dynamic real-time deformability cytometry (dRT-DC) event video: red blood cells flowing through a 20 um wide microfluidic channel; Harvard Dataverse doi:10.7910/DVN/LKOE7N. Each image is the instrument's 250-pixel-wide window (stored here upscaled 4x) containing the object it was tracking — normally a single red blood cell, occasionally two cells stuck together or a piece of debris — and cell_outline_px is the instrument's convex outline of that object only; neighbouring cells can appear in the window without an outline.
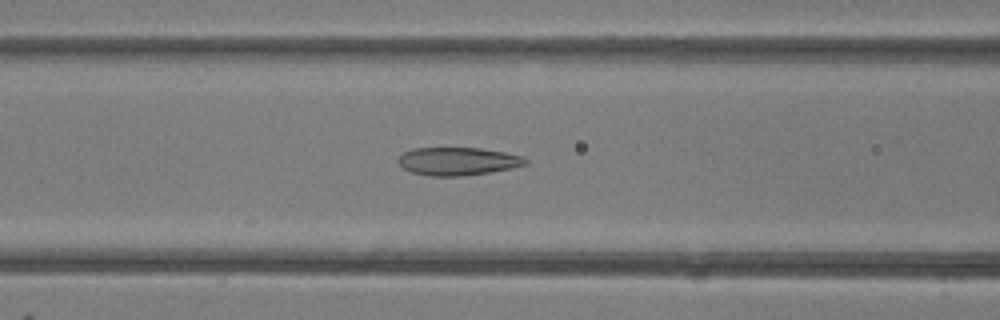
{"species": "common noctule bat (a hibernating species)", "species_latin": "Nyctalus noctula", "temperature_condition": "room temperature", "stored_images_in_passage": 38, "camera_frame_rate_fps": 3000, "um_per_image_px": 0.085, "animal": {"sex": "female"}, "frame": {"image": 1, "passage_image": 9, "time_ms": 2.667, "image_size_px": [1000, 320], "cell_outline_px": [[528, 164], [512, 168], [464, 176], [428, 176], [412, 172], [404, 168], [396, 160], [404, 152], [412, 148], [480, 148], [504, 152], [524, 156], [528, 160]], "centroid_in_image_um": [38.93, 13.71], "position_along_channel_um": 127.7, "area_um2": 20.81}}
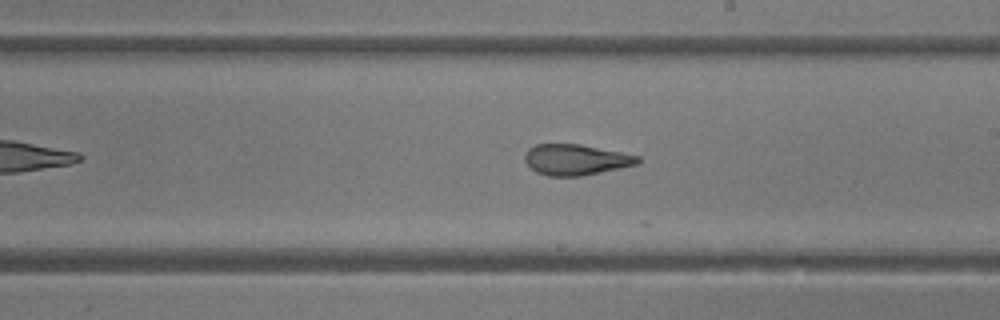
{"frame": {"image": 2, "passage_image": 17, "time_ms": 5.333, "image_size_px": [1000, 320], "cell_outline_px": [[640, 164], [580, 176], [548, 176], [536, 172], [524, 160], [524, 156], [528, 148], [536, 144], [580, 144], [640, 156]], "centroid_in_image_um": [48.94, 13.57], "position_along_channel_um": 240.1, "area_um2": 20.23}}
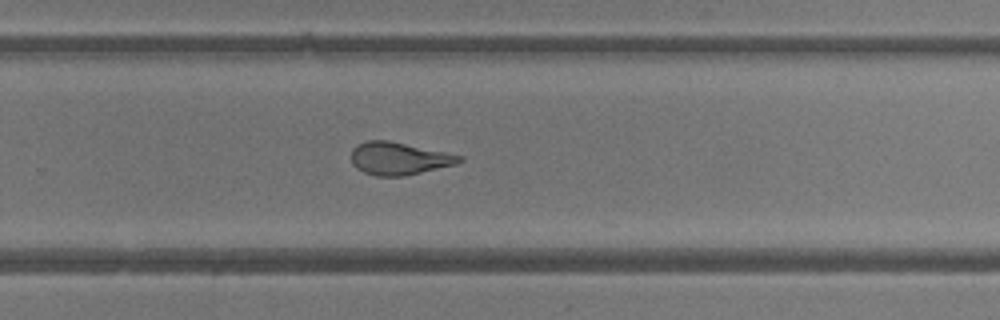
{"frame": {"image": 3, "passage_image": 21, "time_ms": 6.667, "image_size_px": [1000, 320], "cell_outline_px": [[464, 160], [456, 164], [404, 176], [376, 176], [364, 172], [356, 168], [352, 164], [352, 148], [356, 144], [368, 140], [388, 140], [464, 156]], "centroid_in_image_um": [33.9, 13.47], "position_along_channel_um": 295.9, "area_um2": 20.52}, "authors_computed_cell_mechanics": {"area_um2": 21.964, "velocity_mm_per_s": 4.2076, "shape_relaxation_time_tau1_ms": null, "shape_relaxation_time_tau2_ms": 1.8292, "deformation_change_tau1": null, "deformation_change_tau2": 0.0904}}